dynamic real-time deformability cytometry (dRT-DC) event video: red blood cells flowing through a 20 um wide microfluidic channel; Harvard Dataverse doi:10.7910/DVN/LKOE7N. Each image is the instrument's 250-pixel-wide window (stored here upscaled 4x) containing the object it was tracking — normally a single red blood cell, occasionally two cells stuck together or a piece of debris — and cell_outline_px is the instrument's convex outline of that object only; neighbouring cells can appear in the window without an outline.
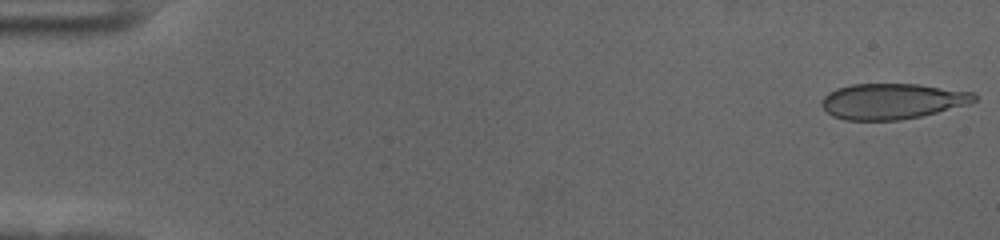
{"species": "human", "species_latin": "Homo sapiens", "temperature_condition": "cold", "stored_images_in_passage": 57, "camera_frame_rate_fps": 3000, "um_per_image_px": 0.085, "donor": {"sex": "female"}, "frame": {"image": 1, "passage_image": 1, "time_ms": 0.0, "image_size_px": [1000, 240], "cell_outline_px": [[976, 100], [972, 104], [920, 116], [900, 120], [844, 120], [832, 116], [820, 104], [824, 96], [828, 92], [836, 88], [852, 84], [920, 84], [976, 92]], "centroid_in_image_um": [75.87, 8.6], "position_along_channel_um": 9.1, "area_um2": 32.02}}
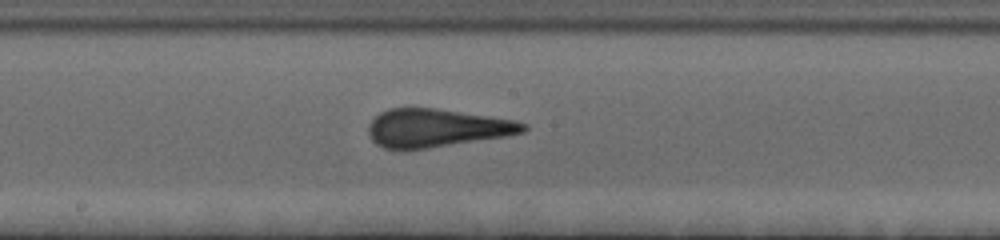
{"frame": {"image": 2, "passage_image": 31, "time_ms": 10.0, "image_size_px": [1000, 240], "cell_outline_px": [[528, 128], [524, 132], [504, 136], [428, 148], [400, 152], [384, 148], [376, 144], [372, 140], [368, 132], [368, 124], [380, 112], [388, 108], [436, 108], [516, 120], [528, 124]], "centroid_in_image_um": [37.06, 10.89], "position_along_channel_um": 211.1, "area_um2": 34.74}}
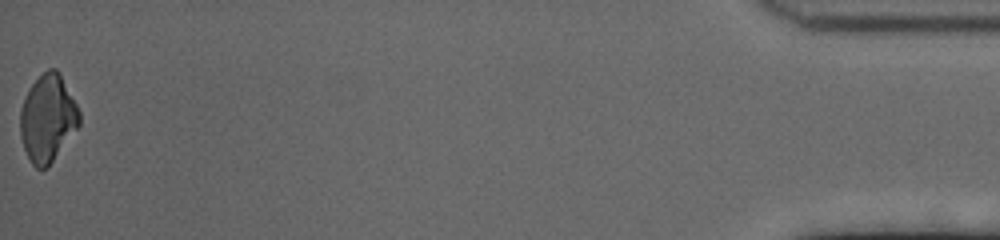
{"frame": {"image": 3, "passage_image": 57, "time_ms": 18.667, "image_size_px": [1000, 240], "cell_outline_px": [[80, 124], [48, 168], [36, 168], [32, 164], [24, 148], [20, 136], [20, 108], [24, 96], [28, 88], [48, 68], [56, 68], [60, 72], [80, 112]], "centroid_in_image_um": [4.04, 10.05], "position_along_channel_um": 431.2, "area_um2": 30.11}, "authors_computed_cell_mechanics": {"area_um2": 33.4662, "velocity_mm_per_s": 3.5779, "shape_relaxation_time_tau1_ms": 7.546, "shape_relaxation_time_tau2_ms": 0.6525, "deformation_change_tau1": 0.2194, "deformation_change_tau2": 0.0808}}